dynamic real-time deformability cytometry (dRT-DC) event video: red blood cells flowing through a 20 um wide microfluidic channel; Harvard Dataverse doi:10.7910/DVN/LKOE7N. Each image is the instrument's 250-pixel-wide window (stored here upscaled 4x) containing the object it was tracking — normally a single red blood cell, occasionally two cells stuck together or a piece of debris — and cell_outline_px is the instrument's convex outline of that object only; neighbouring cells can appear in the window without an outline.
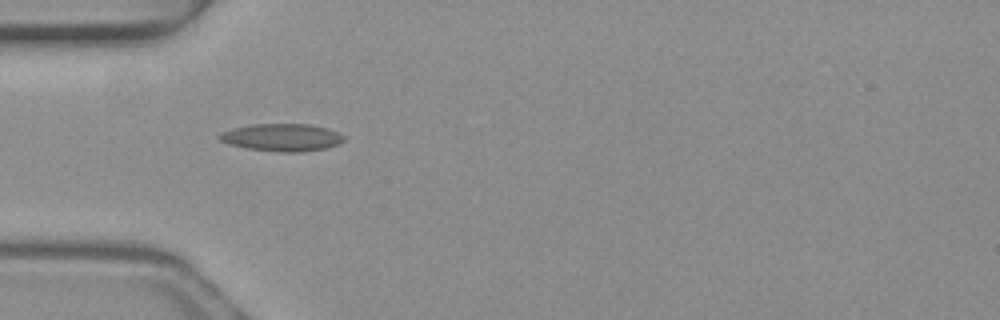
{"species": "common noctule bat (a hibernating species)", "species_latin": "Nyctalus noctula", "temperature_condition": "warm", "stored_images_in_passage": 33, "camera_frame_rate_fps": 3000, "um_per_image_px": 0.085, "animal": {"sex": "female", "body_mass_g": 19.3, "forearm_length_mm": 54.1}, "frame": {"image": 1, "passage_image": 1, "time_ms": 0.0, "image_size_px": [1000, 320], "cell_outline_px": [[344, 140], [340, 144], [324, 148], [304, 152], [284, 152], [248, 148], [232, 144], [220, 140], [216, 136], [232, 128], [252, 124], [308, 124], [328, 128], [344, 136]], "centroid_in_image_um": [24.0, 11.67], "position_along_channel_um": 61.0, "area_um2": 19.71}}
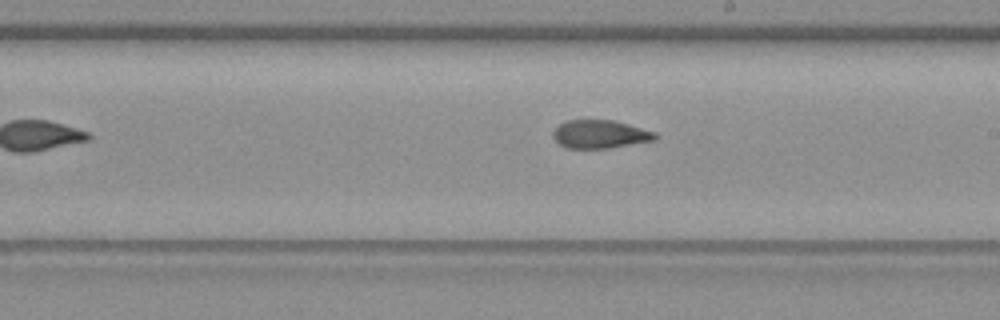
{"frame": {"image": 2, "passage_image": 14, "time_ms": 4.333, "image_size_px": [1000, 320], "cell_outline_px": [[656, 140], [612, 148], [568, 148], [560, 144], [552, 136], [552, 132], [560, 124], [568, 120], [612, 120], [628, 124], [656, 132]], "centroid_in_image_um": [51.02, 11.41], "position_along_channel_um": 238.0, "area_um2": 16.76}}
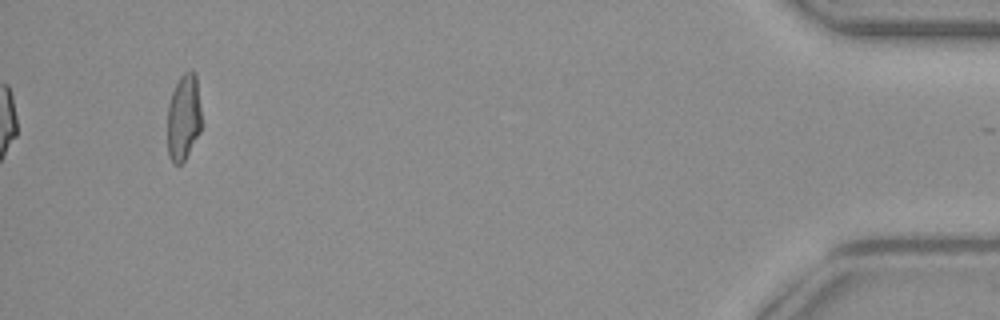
{"frame": {"image": 3, "passage_image": 33, "time_ms": 10.667, "image_size_px": [1000, 320], "cell_outline_px": [[200, 132], [184, 160], [180, 164], [172, 164], [168, 156], [168, 104], [172, 92], [180, 76], [184, 72], [196, 72], [200, 108]], "centroid_in_image_um": [15.59, 9.99], "position_along_channel_um": 419.6, "area_um2": 16.99}, "authors_computed_cell_mechanics": {"area_um2": 17.34, "velocity_mm_per_s": 4.1249, "shape_relaxation_time_tau1_ms": null, "shape_relaxation_time_tau2_ms": 1.981, "deformation_change_tau1": null, "deformation_change_tau2": 0.0962}}